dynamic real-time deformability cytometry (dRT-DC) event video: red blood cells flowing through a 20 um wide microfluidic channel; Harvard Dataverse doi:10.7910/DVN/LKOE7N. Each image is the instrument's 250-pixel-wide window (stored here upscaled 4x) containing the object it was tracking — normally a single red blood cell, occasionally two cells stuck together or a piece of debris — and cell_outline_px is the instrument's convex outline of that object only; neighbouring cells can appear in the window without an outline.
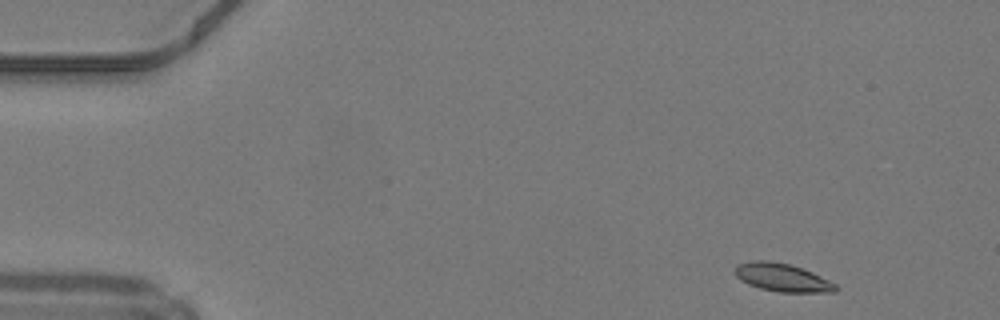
{"species": "common noctule bat (a hibernating species)", "species_latin": "Nyctalus noctula", "temperature_condition": "warm", "stored_images_in_passage": 32, "camera_frame_rate_fps": 3000, "um_per_image_px": 0.085, "animal": {"sex": "male", "body_mass_g": 19.2, "forearm_length_mm": 51.8}, "frame": {"image": 1, "passage_image": 1, "time_ms": 0.0, "image_size_px": [1000, 320], "cell_outline_px": [[840, 288], [836, 292], [780, 292], [760, 288], [748, 284], [740, 280], [736, 276], [736, 268], [740, 264], [752, 260], [768, 260], [788, 264], [812, 272], [836, 284]], "centroid_in_image_um": [66.52, 23.6], "position_along_channel_um": 18.5, "area_um2": 16.3}}
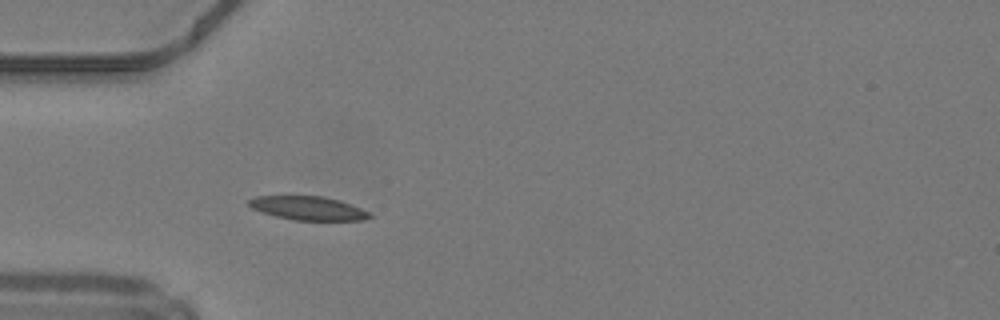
{"frame": {"image": 2, "passage_image": 11, "time_ms": 3.333, "image_size_px": [1000, 320], "cell_outline_px": [[372, 216], [364, 220], [292, 220], [276, 216], [252, 208], [248, 204], [248, 200], [256, 196], [324, 196], [340, 200], [360, 208], [368, 212]], "centroid_in_image_um": [26.19, 17.69], "position_along_channel_um": 58.8, "area_um2": 16.53}}
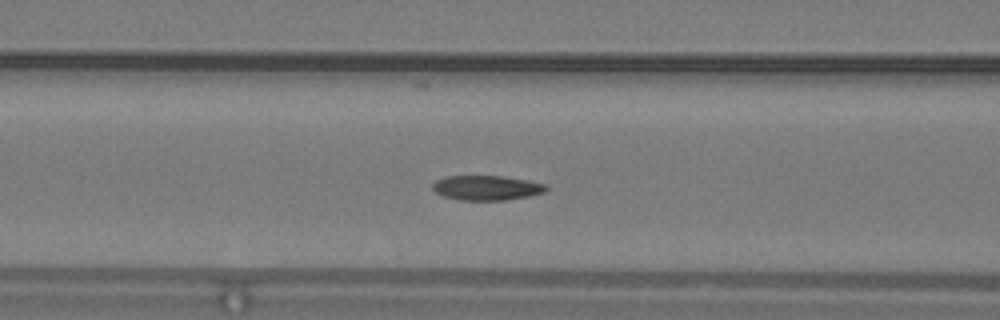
{"frame": {"image": 3, "passage_image": 16, "time_ms": 5.0, "image_size_px": [1000, 320], "cell_outline_px": [[548, 188], [544, 192], [528, 196], [508, 200], [460, 200], [444, 196], [436, 192], [432, 188], [432, 184], [436, 180], [444, 176], [504, 176], [528, 180], [544, 184]], "centroid_in_image_um": [41.35, 15.96], "position_along_channel_um": 125.3, "area_um2": 16.36}}